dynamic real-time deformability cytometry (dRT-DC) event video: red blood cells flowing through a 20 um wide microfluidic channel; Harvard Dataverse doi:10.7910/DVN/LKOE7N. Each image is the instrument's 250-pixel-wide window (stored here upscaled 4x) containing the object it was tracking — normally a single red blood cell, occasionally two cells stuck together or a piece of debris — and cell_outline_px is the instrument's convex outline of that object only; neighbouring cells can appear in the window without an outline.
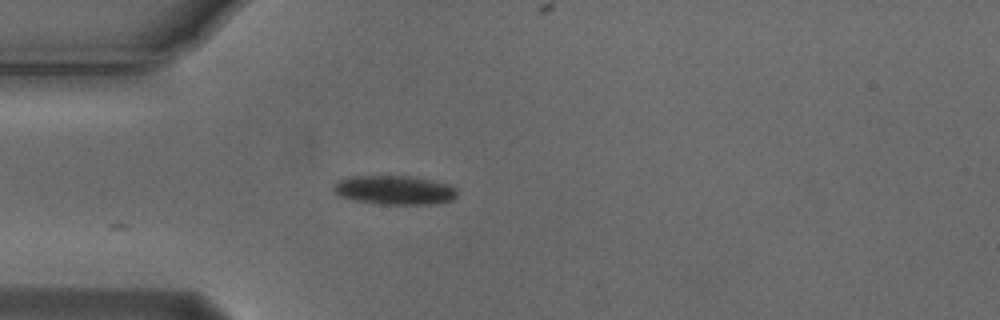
{"species": "Egyptian fruit bat (a non-hibernating species)", "species_latin": "Rousettus aegyptiacus", "temperature_condition": "cold", "stored_images_in_passage": 4, "camera_frame_rate_fps": 3000, "um_per_image_px": 0.085, "animal": {"sex": "male"}, "frame": {"image": 1, "passage_image": 3, "time_ms": 0.667, "image_size_px": [1000, 320], "cell_outline_px": [[456, 196], [452, 200], [436, 204], [380, 204], [356, 200], [340, 196], [332, 188], [336, 180], [352, 176], [408, 176], [448, 184], [456, 188]], "centroid_in_image_um": [33.52, 16.16], "position_along_channel_um": 51.5, "area_um2": 20.75}}